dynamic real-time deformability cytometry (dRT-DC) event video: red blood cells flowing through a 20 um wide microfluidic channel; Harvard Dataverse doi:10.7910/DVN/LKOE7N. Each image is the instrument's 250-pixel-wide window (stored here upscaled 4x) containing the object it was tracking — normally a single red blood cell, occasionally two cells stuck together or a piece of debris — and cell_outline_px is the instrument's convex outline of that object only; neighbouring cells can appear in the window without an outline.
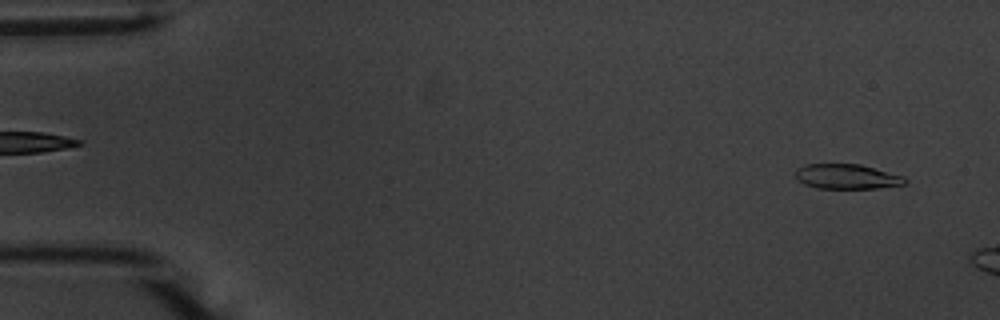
{"species": "common noctule bat (a hibernating species)", "species_latin": "Nyctalus noctula", "temperature_condition": "warm", "stored_images_in_passage": 8, "camera_frame_rate_fps": 3000, "um_per_image_px": 0.085, "animal": {"sex": "male", "body_mass_g": 20.1, "forearm_length_mm": 53.5}, "frame": {"image": 1, "passage_image": 3, "time_ms": 0.667, "image_size_px": [1000, 320], "cell_outline_px": [[908, 184], [880, 188], [816, 188], [804, 184], [796, 180], [796, 168], [808, 164], [860, 164], [904, 176], [908, 180]], "centroid_in_image_um": [72.01, 15.01], "position_along_channel_um": 13.0, "area_um2": 16.01}}